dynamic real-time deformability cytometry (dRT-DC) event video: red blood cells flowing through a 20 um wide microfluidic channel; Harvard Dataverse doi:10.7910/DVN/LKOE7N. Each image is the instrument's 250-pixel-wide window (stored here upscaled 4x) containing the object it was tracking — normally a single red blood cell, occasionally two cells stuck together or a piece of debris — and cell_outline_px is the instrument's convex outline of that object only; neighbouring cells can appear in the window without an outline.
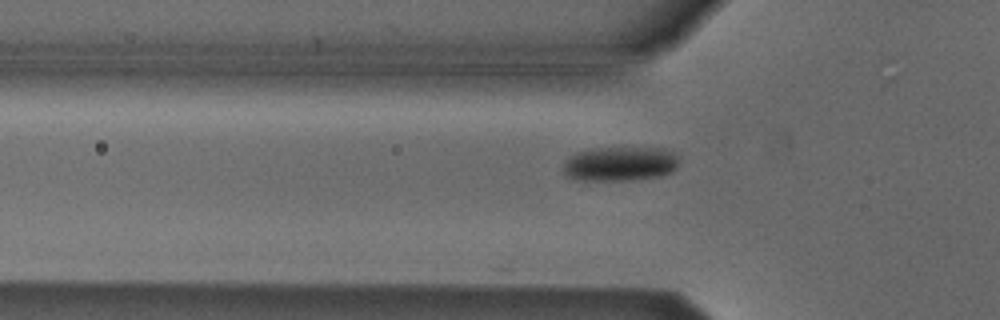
{"species": "Egyptian fruit bat (a non-hibernating species)", "species_latin": "Rousettus aegyptiacus", "temperature_condition": "cold", "stored_images_in_passage": 20, "camera_frame_rate_fps": 3000, "um_per_image_px": 0.085, "animal": {"sex": "male"}, "frame": {"image": 1, "passage_image": 2, "time_ms": 0.333, "image_size_px": [1000, 320], "cell_outline_px": [[680, 156], [676, 168], [672, 172], [660, 176], [628, 180], [576, 180], [564, 176], [564, 160], [576, 152], [592, 148], [664, 148]], "centroid_in_image_um": [52.69, 13.92], "position_along_channel_um": 73.1, "area_um2": 23.47}}
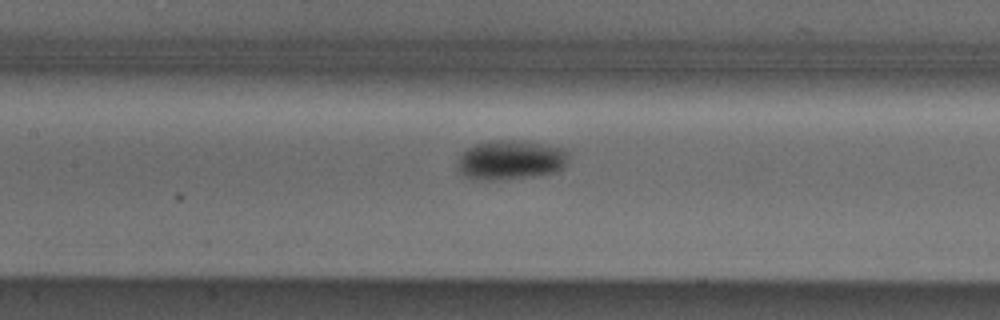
{"frame": {"image": 2, "passage_image": 9, "time_ms": 2.667, "image_size_px": [1000, 320], "cell_outline_px": [[568, 160], [556, 172], [532, 176], [496, 180], [472, 180], [464, 176], [456, 168], [456, 164], [460, 156], [468, 148], [476, 144], [496, 140], [520, 140], [564, 148], [568, 152]], "centroid_in_image_um": [43.36, 13.6], "position_along_channel_um": 164.0, "area_um2": 25.55}}
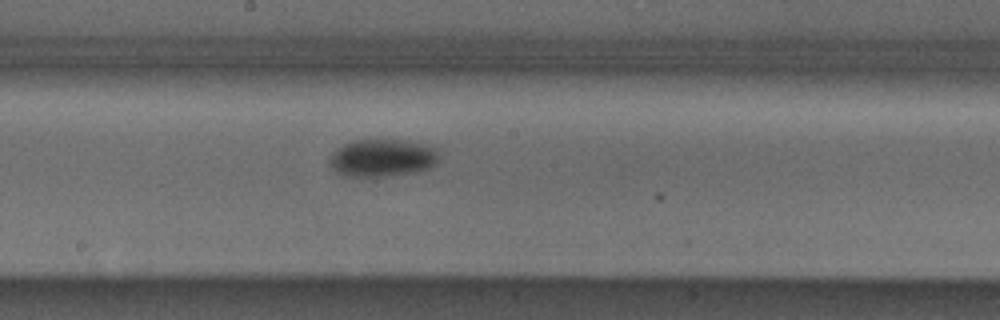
{"frame": {"image": 3, "passage_image": 13, "time_ms": 4.0, "image_size_px": [1000, 320], "cell_outline_px": [[436, 164], [432, 168], [416, 172], [384, 176], [344, 176], [336, 172], [328, 164], [328, 160], [332, 152], [344, 144], [352, 140], [408, 140], [424, 144], [436, 148]], "centroid_in_image_um": [32.46, 13.42], "position_along_channel_um": 215.7, "area_um2": 24.04}}